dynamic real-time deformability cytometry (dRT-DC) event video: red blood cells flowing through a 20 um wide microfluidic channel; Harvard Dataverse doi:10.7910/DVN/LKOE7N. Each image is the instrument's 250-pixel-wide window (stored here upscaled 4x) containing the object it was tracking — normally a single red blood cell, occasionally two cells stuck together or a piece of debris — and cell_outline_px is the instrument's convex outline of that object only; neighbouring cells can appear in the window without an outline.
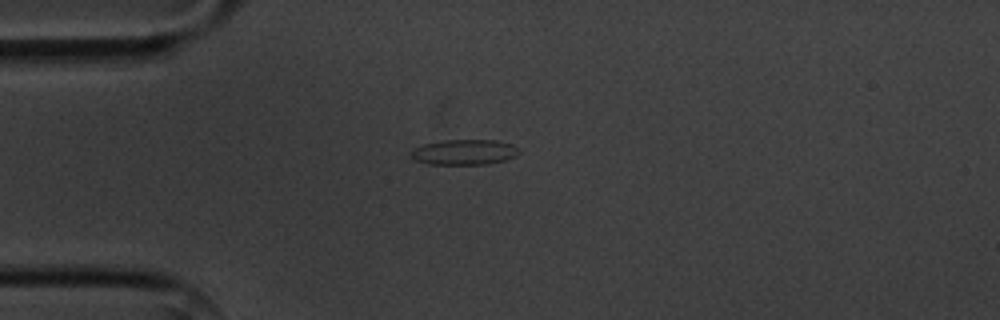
{"species": "common noctule bat (a hibernating species)", "species_latin": "Nyctalus noctula", "temperature_condition": "cold", "stored_images_in_passage": 6, "camera_frame_rate_fps": 3000, "um_per_image_px": 0.085, "animal": {"sex": "male", "body_mass_g": 20.1, "forearm_length_mm": 53.5}, "frame": {"image": 1, "passage_image": 6, "time_ms": 7.0, "image_size_px": [1000, 320], "cell_outline_px": [[520, 152], [516, 156], [504, 160], [484, 164], [428, 164], [416, 160], [412, 156], [412, 148], [424, 144], [444, 140], [496, 140], [512, 144]], "centroid_in_image_um": [39.46, 12.92], "position_along_channel_um": 45.5, "area_um2": 15.78}}